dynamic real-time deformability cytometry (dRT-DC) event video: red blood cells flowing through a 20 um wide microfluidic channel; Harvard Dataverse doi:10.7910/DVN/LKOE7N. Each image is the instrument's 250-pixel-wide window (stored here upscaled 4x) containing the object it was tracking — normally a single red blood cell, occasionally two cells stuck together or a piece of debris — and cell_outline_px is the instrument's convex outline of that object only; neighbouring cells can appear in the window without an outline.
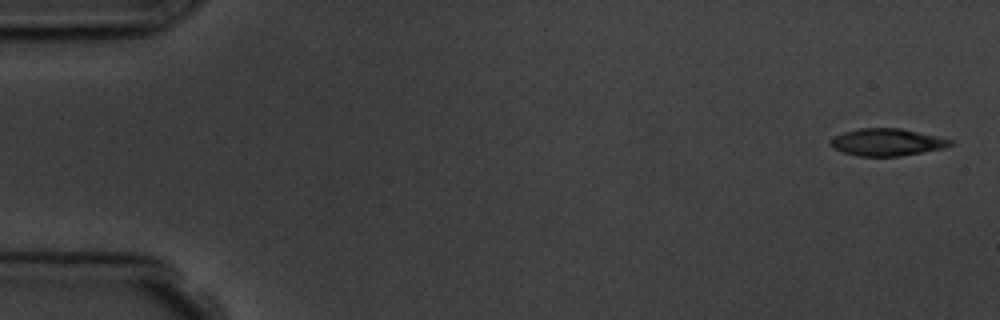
{"species": "common noctule bat (a hibernating species)", "species_latin": "Nyctalus noctula", "temperature_condition": "room temperature", "stored_images_in_passage": 5, "camera_frame_rate_fps": 3000, "um_per_image_px": 0.085, "animal": {"sex": "male", "body_mass_g": 19.5, "forearm_length_mm": 54.6}, "frame": {"image": 1, "passage_image": 1, "time_ms": 0.0, "image_size_px": [1000, 320], "cell_outline_px": [[956, 144], [944, 148], [900, 156], [856, 156], [832, 148], [832, 140], [836, 136], [844, 132], [860, 128], [900, 128], [936, 136], [952, 140]], "centroid_in_image_um": [75.43, 12.09], "position_along_channel_um": 9.6, "area_um2": 18.79}}
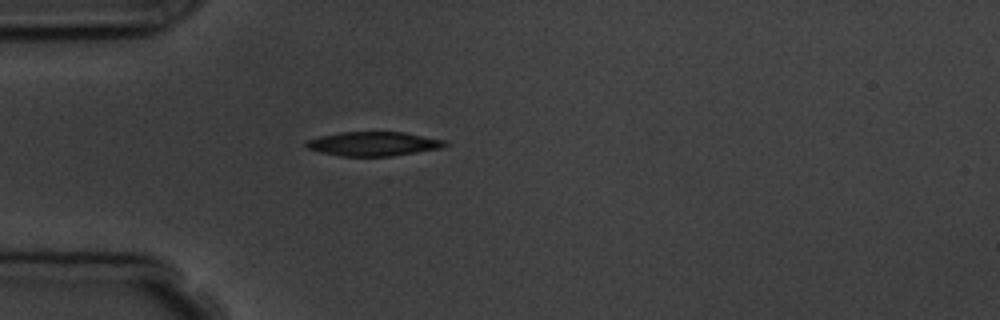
{"frame": {"image": 2, "passage_image": 5, "time_ms": 4.667, "image_size_px": [1000, 320], "cell_outline_px": [[448, 144], [440, 148], [392, 156], [340, 156], [320, 152], [308, 148], [304, 144], [304, 140], [320, 136], [340, 132], [404, 132], [444, 140]], "centroid_in_image_um": [31.68, 12.22], "position_along_channel_um": 53.3, "area_um2": 19.48}}